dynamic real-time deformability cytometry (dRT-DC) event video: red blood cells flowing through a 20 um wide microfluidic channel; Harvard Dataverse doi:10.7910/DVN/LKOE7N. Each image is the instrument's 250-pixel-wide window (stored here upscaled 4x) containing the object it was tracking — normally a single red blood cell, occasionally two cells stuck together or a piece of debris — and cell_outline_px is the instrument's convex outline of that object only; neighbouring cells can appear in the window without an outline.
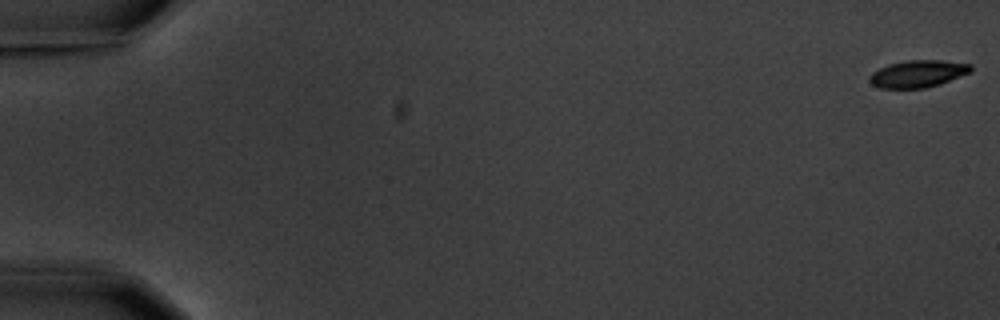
{"species": "common noctule bat (a hibernating species)", "species_latin": "Nyctalus noctula", "temperature_condition": "warm", "stored_images_in_passage": 7, "camera_frame_rate_fps": 3000, "um_per_image_px": 0.085, "animal": {"sex": "male", "body_mass_g": 20.1, "forearm_length_mm": 53.5}, "frame": {"image": 1, "passage_image": 1, "time_ms": 0.0, "image_size_px": [1000, 320], "cell_outline_px": [[972, 72], [940, 84], [924, 88], [880, 88], [872, 84], [868, 80], [868, 76], [872, 72], [888, 64], [908, 60], [944, 60], [972, 64]], "centroid_in_image_um": [78.03, 6.26], "position_along_channel_um": 7.0, "area_um2": 16.18}}
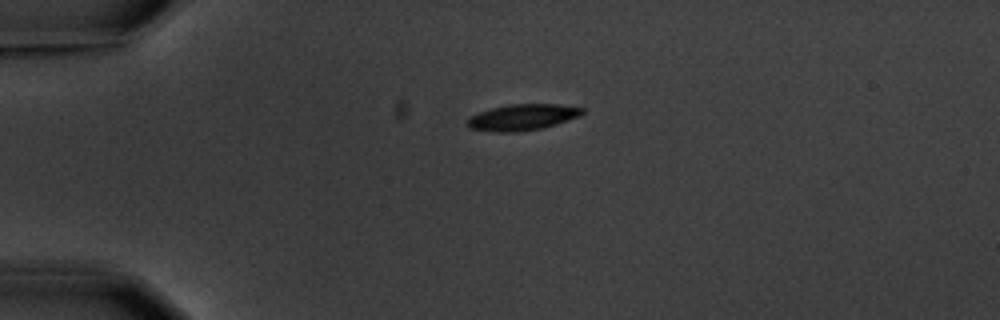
{"frame": {"image": 2, "passage_image": 5, "time_ms": 4.667, "image_size_px": [1000, 320], "cell_outline_px": [[584, 112], [580, 116], [556, 124], [540, 128], [516, 132], [492, 132], [468, 128], [464, 124], [468, 116], [492, 108], [508, 104], [560, 104], [584, 108]], "centroid_in_image_um": [44.35, 9.96], "position_along_channel_um": 40.6, "area_um2": 17.69}}
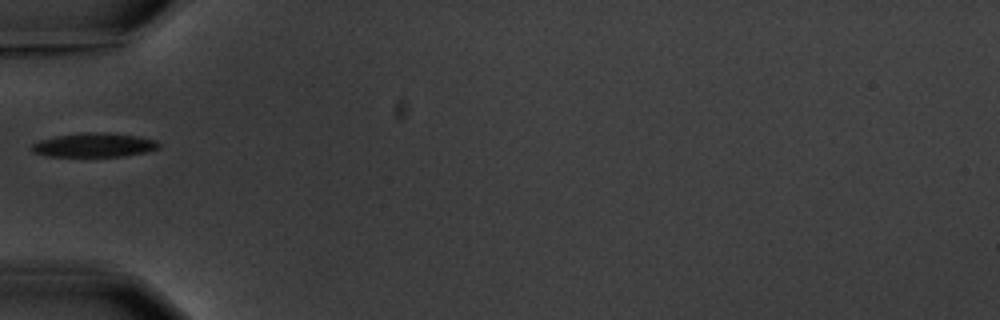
{"frame": {"image": 3, "passage_image": 6, "time_ms": 6.667, "image_size_px": [1000, 320], "cell_outline_px": [[160, 148], [144, 152], [124, 156], [48, 156], [32, 152], [32, 144], [40, 140], [56, 136], [80, 132], [108, 132], [140, 136], [156, 140], [160, 144]], "centroid_in_image_um": [8.03, 12.31], "position_along_channel_um": 77.0, "area_um2": 17.92}}